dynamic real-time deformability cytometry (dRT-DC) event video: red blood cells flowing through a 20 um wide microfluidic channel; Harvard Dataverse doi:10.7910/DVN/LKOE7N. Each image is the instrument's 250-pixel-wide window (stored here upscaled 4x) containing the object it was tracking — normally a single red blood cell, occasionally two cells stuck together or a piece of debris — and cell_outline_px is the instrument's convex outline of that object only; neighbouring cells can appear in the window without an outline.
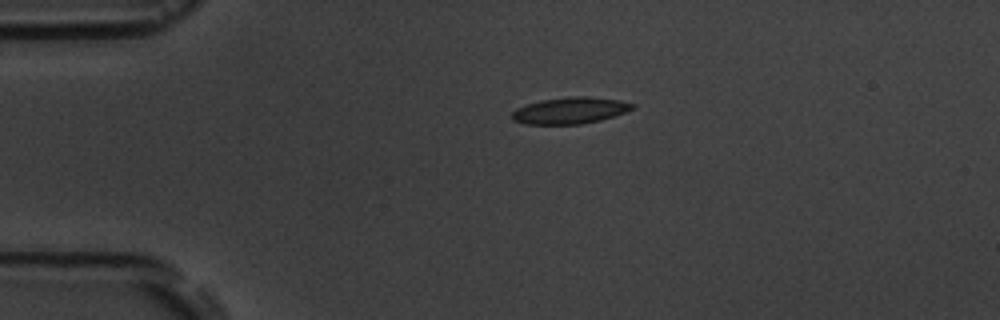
{"species": "common noctule bat (a hibernating species)", "species_latin": "Nyctalus noctula", "temperature_condition": "room temperature", "stored_images_in_passage": 6, "camera_frame_rate_fps": 3000, "um_per_image_px": 0.085, "animal": {"sex": "male", "body_mass_g": 19.5, "forearm_length_mm": 54.6}, "frame": {"image": 1, "passage_image": 6, "time_ms": 6.667, "image_size_px": [1000, 320], "cell_outline_px": [[636, 108], [600, 120], [580, 124], [524, 124], [512, 120], [512, 112], [516, 108], [540, 100], [568, 96], [584, 96], [620, 100], [636, 104]], "centroid_in_image_um": [48.45, 9.39], "position_along_channel_um": 36.5, "area_um2": 18.61}}